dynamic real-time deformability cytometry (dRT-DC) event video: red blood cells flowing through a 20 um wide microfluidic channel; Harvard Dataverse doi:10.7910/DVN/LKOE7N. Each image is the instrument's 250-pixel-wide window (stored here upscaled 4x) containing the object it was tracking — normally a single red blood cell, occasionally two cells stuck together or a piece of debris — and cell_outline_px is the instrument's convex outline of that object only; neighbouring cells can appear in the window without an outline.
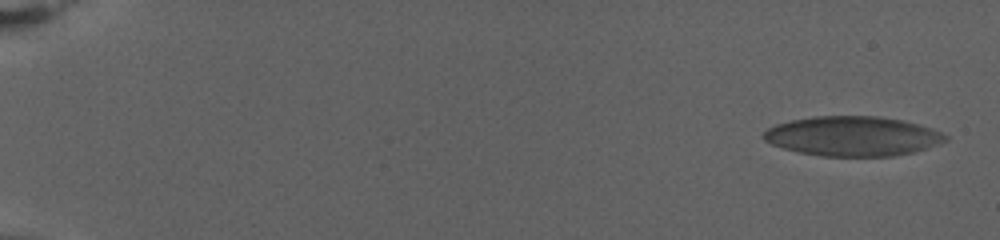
{"species": "human", "species_latin": "Homo sapiens", "temperature_condition": "warm", "stored_images_in_passage": 26, "camera_frame_rate_fps": 3000, "um_per_image_px": 0.085, "donor": {"sex": "female"}, "frame": {"image": 1, "passage_image": 1, "time_ms": 0.0, "image_size_px": [1000, 240], "cell_outline_px": [[948, 140], [912, 152], [892, 156], [820, 156], [800, 152], [784, 148], [772, 144], [764, 140], [760, 136], [768, 128], [776, 124], [792, 120], [816, 116], [876, 116], [900, 120], [916, 124], [940, 132], [948, 136]], "centroid_in_image_um": [72.42, 11.57], "position_along_channel_um": 12.6, "area_um2": 41.56}}
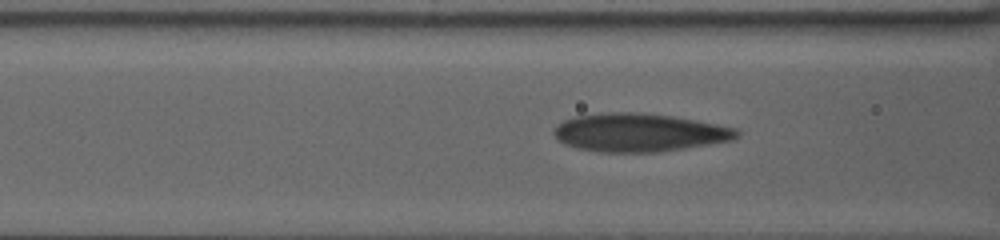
{"frame": {"image": 2, "passage_image": 19, "time_ms": 6.0, "image_size_px": [1000, 240], "cell_outline_px": [[740, 136], [732, 140], [660, 152], [600, 152], [576, 148], [564, 144], [552, 132], [556, 124], [564, 120], [576, 116], [608, 112], [636, 112], [672, 116], [696, 120], [736, 128], [740, 132]], "centroid_in_image_um": [54.32, 11.26], "position_along_channel_um": 112.3, "area_um2": 40.75}}
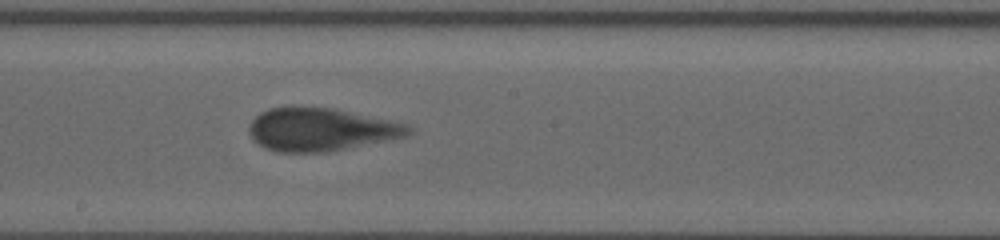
{"frame": {"image": 3, "passage_image": 26, "time_ms": 8.333, "image_size_px": [1000, 240], "cell_outline_px": [[412, 132], [408, 136], [328, 152], [276, 152], [264, 148], [252, 140], [248, 128], [252, 120], [260, 112], [268, 108], [288, 104], [292, 104], [332, 108], [408, 124], [412, 128]], "centroid_in_image_um": [27.21, 10.98], "position_along_channel_um": 221.0, "area_um2": 40.63}}